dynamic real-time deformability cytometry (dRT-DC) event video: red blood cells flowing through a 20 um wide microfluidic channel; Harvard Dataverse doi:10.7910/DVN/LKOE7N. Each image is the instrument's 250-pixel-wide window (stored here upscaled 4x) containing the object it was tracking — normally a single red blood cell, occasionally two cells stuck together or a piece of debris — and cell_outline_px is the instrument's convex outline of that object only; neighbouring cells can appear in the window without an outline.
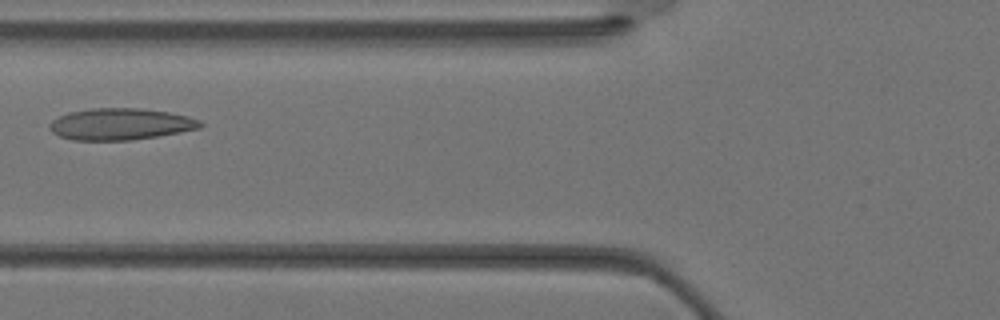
{"species": "Egyptian fruit bat (a non-hibernating species)", "species_latin": "Rousettus aegyptiacus", "temperature_condition": "warm", "stored_images_in_passage": 27, "camera_frame_rate_fps": 3000, "um_per_image_px": 0.085, "animal": {"sex": "female"}, "frame": {"image": 1, "passage_image": 5, "time_ms": 1.333, "image_size_px": [1000, 320], "cell_outline_px": [[204, 124], [200, 128], [180, 132], [132, 140], [72, 140], [60, 136], [52, 132], [48, 128], [48, 124], [52, 120], [68, 112], [92, 108], [140, 108], [168, 112], [188, 116], [200, 120]], "centroid_in_image_um": [10.22, 10.54], "position_along_channel_um": 115.6, "area_um2": 27.8}}
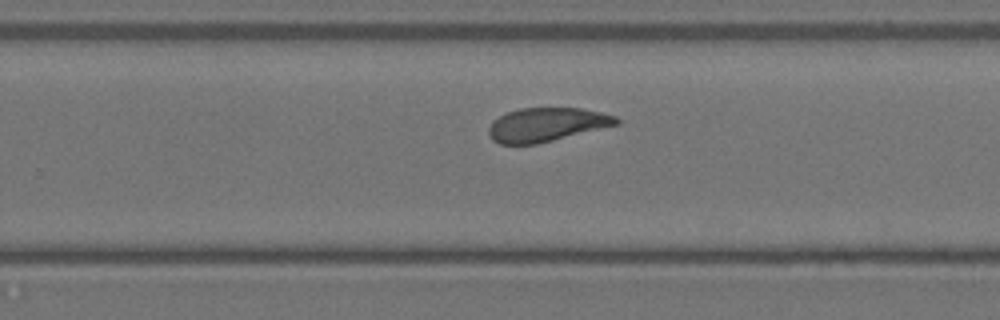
{"frame": {"image": 2, "passage_image": 14, "time_ms": 4.333, "image_size_px": [1000, 320], "cell_outline_px": [[620, 124], [536, 144], [500, 144], [492, 140], [488, 136], [488, 128], [492, 120], [508, 112], [520, 108], [580, 108], [600, 112], [616, 116], [620, 120]], "centroid_in_image_um": [46.44, 10.59], "position_along_channel_um": 283.4, "area_um2": 25.14}}
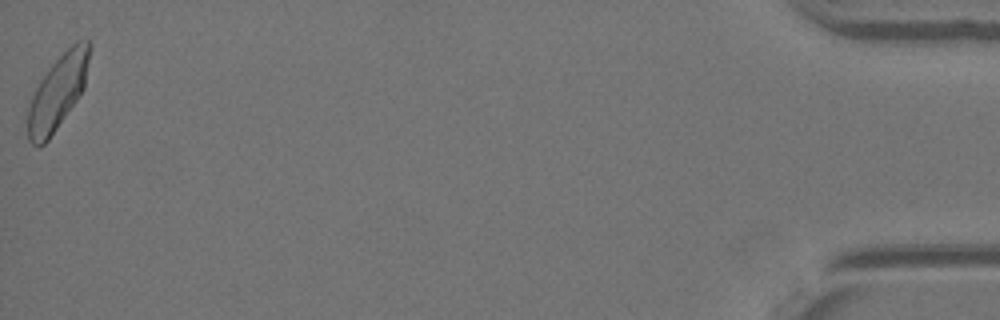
{"frame": {"image": 3, "passage_image": 27, "time_ms": 8.667, "image_size_px": [1000, 320], "cell_outline_px": [[88, 60], [84, 88], [76, 100], [48, 140], [44, 144], [32, 144], [28, 140], [28, 108], [32, 96], [40, 80], [48, 68], [72, 44], [80, 40], [88, 40]], "centroid_in_image_um": [4.88, 7.85], "position_along_channel_um": 430.3, "area_um2": 25.78}}